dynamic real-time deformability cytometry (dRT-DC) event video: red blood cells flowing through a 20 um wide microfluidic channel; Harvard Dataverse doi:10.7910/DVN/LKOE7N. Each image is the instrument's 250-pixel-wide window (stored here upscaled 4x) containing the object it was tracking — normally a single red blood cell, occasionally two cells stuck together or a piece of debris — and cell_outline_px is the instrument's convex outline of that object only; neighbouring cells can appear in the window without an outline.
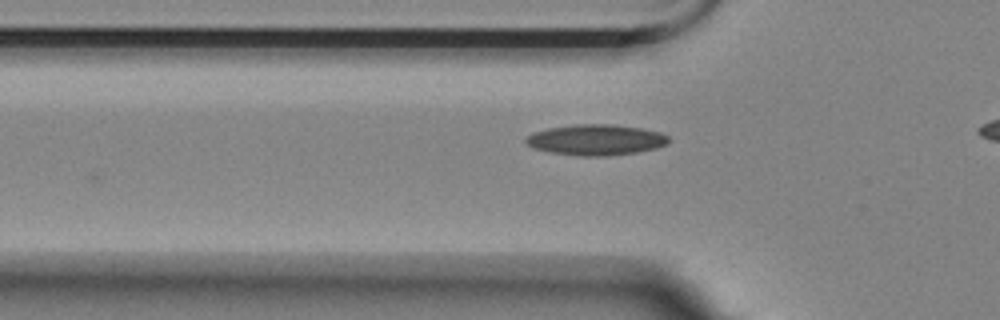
{"species": "Egyptian fruit bat (a non-hibernating species)", "species_latin": "Rousettus aegyptiacus", "temperature_condition": "room temperature", "stored_images_in_passage": 28, "camera_frame_rate_fps": 3000, "um_per_image_px": 0.085, "animal": {"sex": "female"}, "frame": {"image": 1, "passage_image": 3, "time_ms": 0.667, "image_size_px": [1000, 320], "cell_outline_px": [[672, 140], [668, 144], [656, 148], [636, 152], [604, 156], [580, 156], [552, 152], [532, 148], [524, 140], [532, 132], [548, 128], [576, 124], [612, 124], [640, 128], [660, 132], [668, 136]], "centroid_in_image_um": [50.67, 11.88], "position_along_channel_um": 75.1, "area_um2": 25.61}}
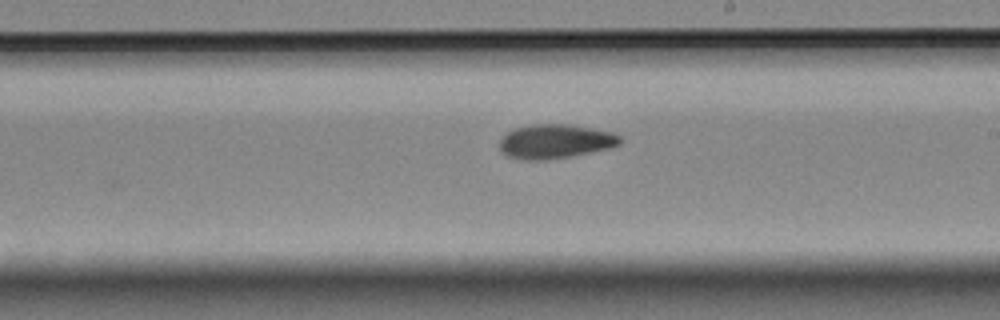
{"frame": {"image": 2, "passage_image": 17, "time_ms": 5.333, "image_size_px": [1000, 320], "cell_outline_px": [[620, 144], [608, 148], [568, 156], [540, 160], [528, 160], [508, 156], [500, 148], [500, 140], [508, 132], [516, 128], [532, 124], [568, 124], [592, 128], [612, 132], [620, 136]], "centroid_in_image_um": [47.19, 12.0], "position_along_channel_um": 241.8, "area_um2": 23.47}}
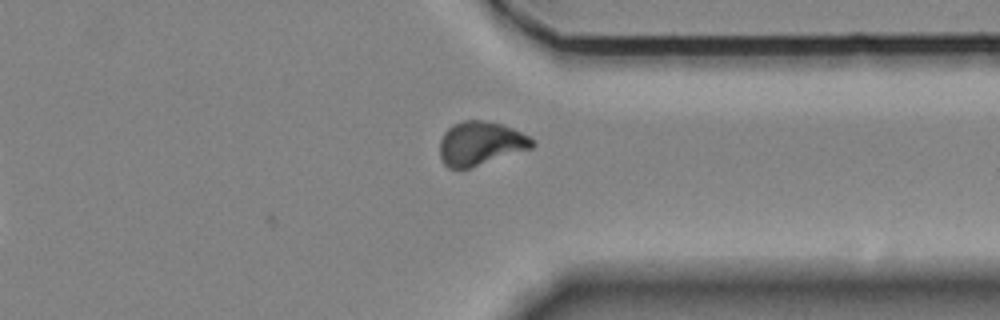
{"frame": {"image": 3, "passage_image": 28, "time_ms": 9.0, "image_size_px": [1000, 320], "cell_outline_px": [[536, 144], [532, 148], [468, 168], [448, 168], [444, 164], [440, 156], [440, 140], [444, 132], [452, 124], [460, 120], [484, 120], [500, 124], [512, 128], [528, 136]], "centroid_in_image_um": [40.81, 12.17], "position_along_channel_um": 370.6, "area_um2": 23.41}, "authors_computed_cell_mechanics": {"area_um2": 23.409, "velocity_mm_per_s": 3.5472, "shape_relaxation_time_tau1_ms": 10.8021, "shape_relaxation_time_tau2_ms": null, "deformation_change_tau1": 0.1965, "deformation_change_tau2": null}}